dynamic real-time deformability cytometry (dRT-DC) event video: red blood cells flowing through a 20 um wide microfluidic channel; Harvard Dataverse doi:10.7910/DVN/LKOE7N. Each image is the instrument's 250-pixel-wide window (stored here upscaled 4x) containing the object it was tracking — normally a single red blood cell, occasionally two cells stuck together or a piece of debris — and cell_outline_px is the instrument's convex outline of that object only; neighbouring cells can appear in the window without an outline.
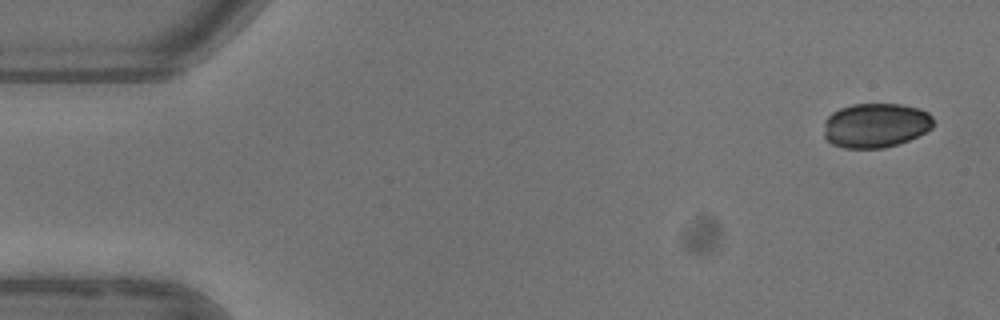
{"species": "common noctule bat (a hibernating species)", "species_latin": "Nyctalus noctula", "temperature_condition": "warm", "stored_images_in_passage": 6, "camera_frame_rate_fps": 3000, "um_per_image_px": 0.085, "animal": {"sex": "female"}, "frame": {"image": 1, "passage_image": 1, "time_ms": 0.0, "image_size_px": [1000, 320], "cell_outline_px": [[932, 128], [908, 140], [884, 148], [844, 148], [832, 144], [824, 136], [824, 120], [832, 112], [840, 108], [852, 104], [900, 104], [920, 108], [928, 112], [932, 116]], "centroid_in_image_um": [74.4, 10.64], "position_along_channel_um": 10.6, "area_um2": 28.44}}
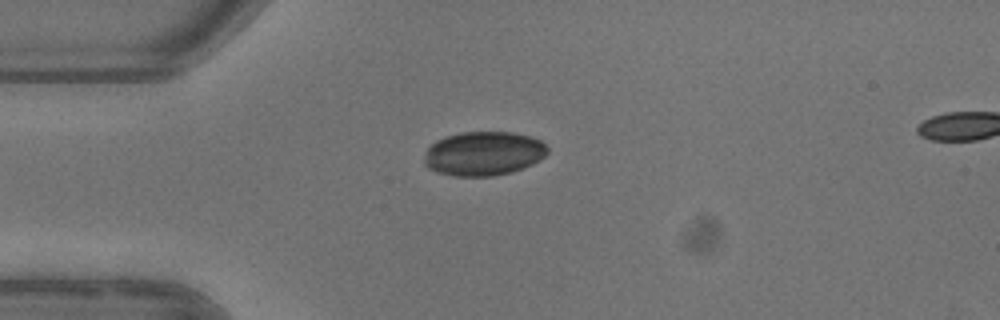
{"frame": {"image": 2, "passage_image": 4, "time_ms": 3.667, "image_size_px": [1000, 320], "cell_outline_px": [[548, 152], [544, 156], [532, 164], [508, 172], [492, 176], [452, 176], [436, 172], [428, 168], [424, 164], [424, 156], [428, 148], [436, 140], [460, 132], [512, 132], [528, 136], [540, 140], [548, 148]], "centroid_in_image_um": [41.06, 13.05], "position_along_channel_um": 43.9, "area_um2": 31.5}}